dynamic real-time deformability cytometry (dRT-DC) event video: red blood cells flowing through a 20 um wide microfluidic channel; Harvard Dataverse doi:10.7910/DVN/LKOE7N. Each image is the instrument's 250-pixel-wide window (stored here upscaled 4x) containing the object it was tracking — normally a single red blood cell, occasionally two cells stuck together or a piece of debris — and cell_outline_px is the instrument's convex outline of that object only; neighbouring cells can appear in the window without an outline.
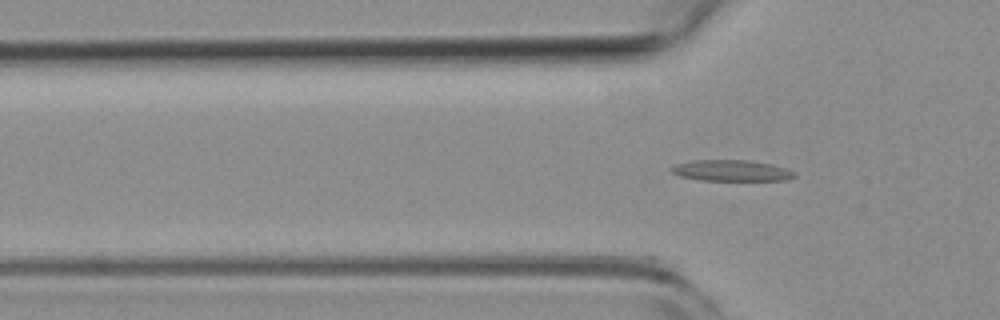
{"species": "common noctule bat (a hibernating species)", "species_latin": "Nyctalus noctula", "temperature_condition": "room temperature", "stored_images_in_passage": 14, "camera_frame_rate_fps": 3000, "um_per_image_px": 0.085, "animal": {"sex": "female", "body_mass_g": 19.3, "forearm_length_mm": 54.1}, "frame": {"image": 1, "passage_image": 14, "time_ms": 4.333, "image_size_px": [1000, 320], "cell_outline_px": [[796, 176], [788, 180], [700, 180], [680, 176], [672, 172], [672, 168], [676, 164], [692, 160], [748, 160], [772, 164], [796, 172]], "centroid_in_image_um": [62.2, 14.5], "position_along_channel_um": 63.6, "area_um2": 15.03}}